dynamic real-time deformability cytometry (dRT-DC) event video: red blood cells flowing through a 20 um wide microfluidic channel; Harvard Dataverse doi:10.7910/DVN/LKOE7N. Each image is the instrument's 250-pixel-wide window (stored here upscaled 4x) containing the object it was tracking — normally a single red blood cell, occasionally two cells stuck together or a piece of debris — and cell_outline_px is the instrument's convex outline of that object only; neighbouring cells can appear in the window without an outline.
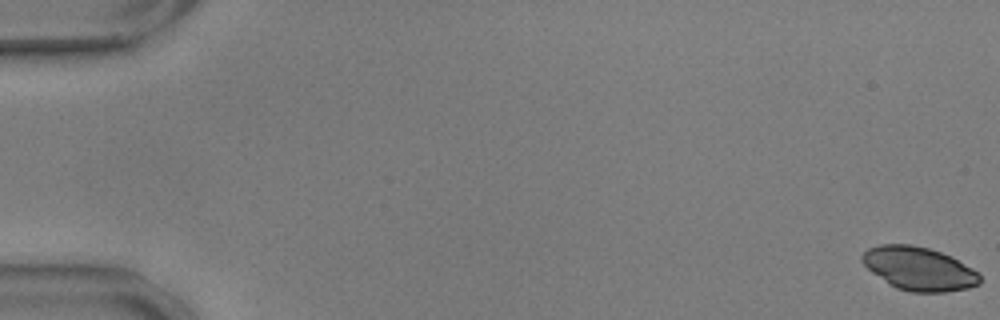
{"species": "common noctule bat (a hibernating species)", "species_latin": "Nyctalus noctula", "temperature_condition": "warm", "stored_images_in_passage": 57, "camera_frame_rate_fps": 3000, "um_per_image_px": 0.085, "animal": {"sex": "male", "body_mass_g": 17.9, "forearm_length_mm": 54.2}, "frame": {"image": 1, "passage_image": 1, "time_ms": 0.0, "image_size_px": [1000, 320], "cell_outline_px": [[980, 284], [968, 288], [944, 292], [908, 292], [896, 288], [888, 284], [872, 272], [860, 260], [860, 256], [868, 248], [880, 244], [912, 244], [928, 248], [952, 256], [980, 272]], "centroid_in_image_um": [78.12, 22.83], "position_along_channel_um": 6.9, "area_um2": 30.06}}
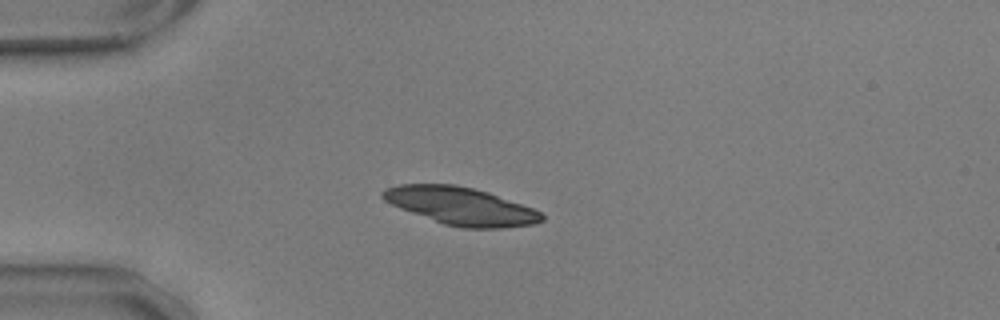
{"frame": {"image": 2, "passage_image": 16, "time_ms": 5.0, "image_size_px": [1000, 320], "cell_outline_px": [[544, 220], [532, 224], [500, 228], [464, 228], [444, 224], [400, 208], [384, 200], [380, 196], [380, 192], [384, 188], [396, 184], [456, 184], [488, 192], [532, 208], [540, 212], [544, 216]], "centroid_in_image_um": [39.13, 17.5], "position_along_channel_um": 45.9, "area_um2": 34.68}}